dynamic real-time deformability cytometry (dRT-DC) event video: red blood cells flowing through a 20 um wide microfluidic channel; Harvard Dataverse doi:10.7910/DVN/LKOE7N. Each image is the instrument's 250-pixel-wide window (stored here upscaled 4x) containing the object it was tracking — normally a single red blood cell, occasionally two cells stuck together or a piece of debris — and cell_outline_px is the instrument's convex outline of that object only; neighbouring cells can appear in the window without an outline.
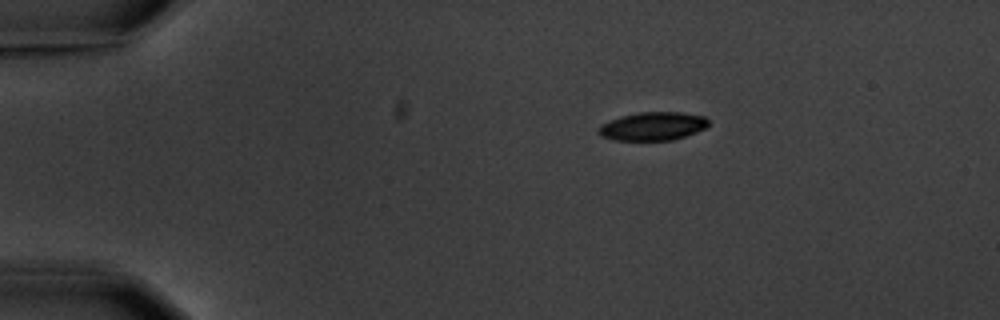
{"species": "common noctule bat (a hibernating species)", "species_latin": "Nyctalus noctula", "temperature_condition": "warm", "stored_images_in_passage": 3, "camera_frame_rate_fps": 3000, "um_per_image_px": 0.085, "animal": {"sex": "male", "body_mass_g": 20.1, "forearm_length_mm": 53.5}, "frame": {"image": 1, "passage_image": 1, "time_ms": 0.0, "image_size_px": [1000, 320], "cell_outline_px": [[708, 124], [704, 128], [696, 132], [672, 140], [612, 140], [600, 136], [596, 132], [596, 128], [600, 124], [624, 116], [640, 112], [680, 112], [704, 116], [708, 120]], "centroid_in_image_um": [55.44, 10.74], "position_along_channel_um": 29.6, "area_um2": 18.09}}